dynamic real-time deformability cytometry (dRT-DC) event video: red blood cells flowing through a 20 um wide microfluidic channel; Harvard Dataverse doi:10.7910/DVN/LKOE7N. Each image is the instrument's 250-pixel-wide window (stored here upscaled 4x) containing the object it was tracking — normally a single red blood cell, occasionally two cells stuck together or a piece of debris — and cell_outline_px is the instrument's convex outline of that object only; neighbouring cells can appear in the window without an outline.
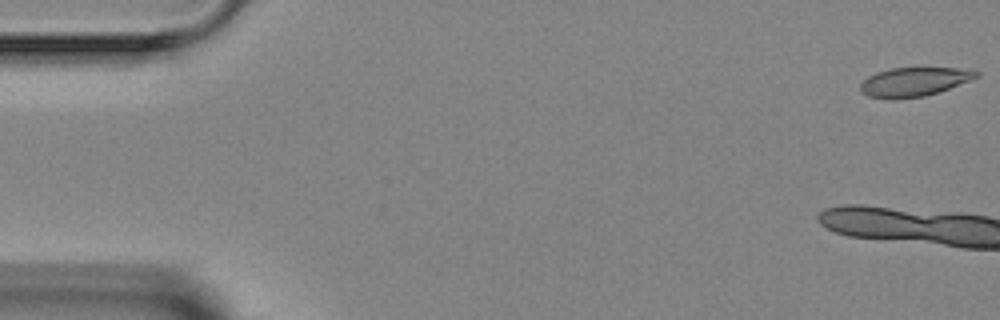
{"species": "Egyptian fruit bat (a non-hibernating species)", "species_latin": "Rousettus aegyptiacus", "temperature_condition": "room temperature", "stored_images_in_passage": 4, "camera_frame_rate_fps": 3000, "um_per_image_px": 0.085, "animal": {"sex": "female"}, "frame": {"image": 1, "passage_image": 1, "time_ms": 0.0, "image_size_px": [1000, 320], "cell_outline_px": [[980, 76], [972, 80], [924, 96], [888, 100], [868, 96], [860, 92], [860, 84], [868, 76], [876, 72], [892, 68], [956, 68], [980, 72]], "centroid_in_image_um": [77.65, 6.96], "position_along_channel_um": 7.3, "area_um2": 19.54}}